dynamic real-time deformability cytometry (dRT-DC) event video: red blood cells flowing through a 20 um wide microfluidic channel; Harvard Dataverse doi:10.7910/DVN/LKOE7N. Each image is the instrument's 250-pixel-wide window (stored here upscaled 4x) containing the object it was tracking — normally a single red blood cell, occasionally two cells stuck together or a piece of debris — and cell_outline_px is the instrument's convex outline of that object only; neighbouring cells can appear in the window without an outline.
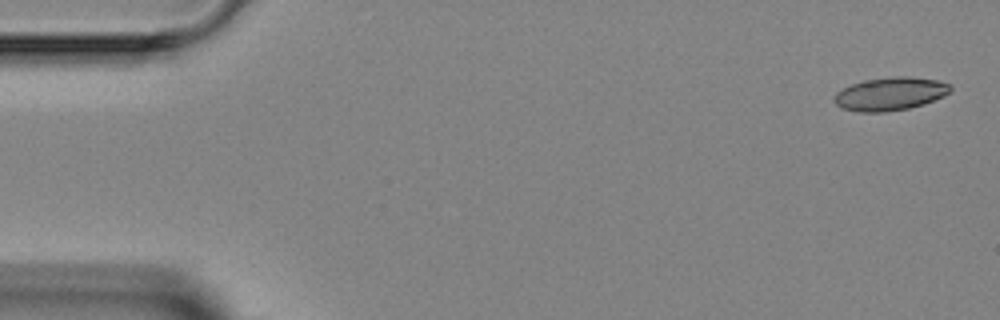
{"species": "Egyptian fruit bat (a non-hibernating species)", "species_latin": "Rousettus aegyptiacus", "temperature_condition": "room temperature", "stored_images_in_passage": 7, "camera_frame_rate_fps": 3000, "um_per_image_px": 0.085, "animal": {"sex": "female"}, "frame": {"image": 1, "passage_image": 1, "time_ms": 0.0, "image_size_px": [1000, 320], "cell_outline_px": [[952, 92], [944, 96], [924, 104], [908, 108], [884, 112], [856, 112], [840, 108], [832, 100], [832, 96], [836, 92], [852, 84], [864, 80], [892, 76], [912, 76], [940, 80], [952, 84]], "centroid_in_image_um": [75.68, 7.97], "position_along_channel_um": 9.3, "area_um2": 22.95}}
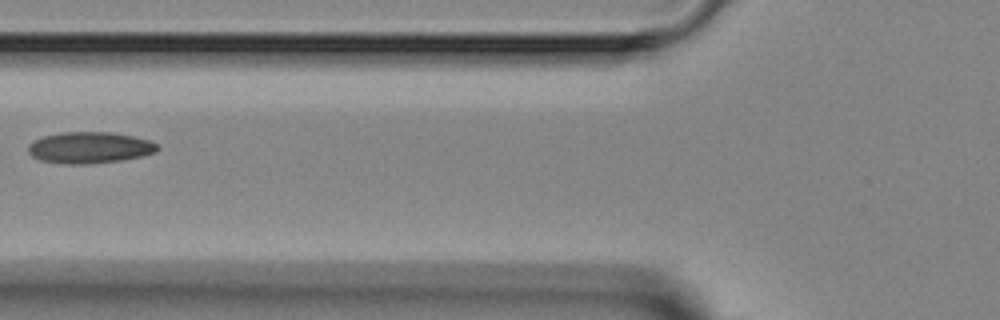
{"frame": {"image": 2, "passage_image": 6, "time_ms": 5.667, "image_size_px": [1000, 320], "cell_outline_px": [[160, 148], [156, 152], [140, 156], [120, 160], [84, 164], [68, 164], [40, 160], [32, 156], [28, 152], [28, 144], [44, 136], [60, 132], [112, 132], [152, 140]], "centroid_in_image_um": [7.62, 12.54], "position_along_channel_um": 118.2, "area_um2": 23.52}}
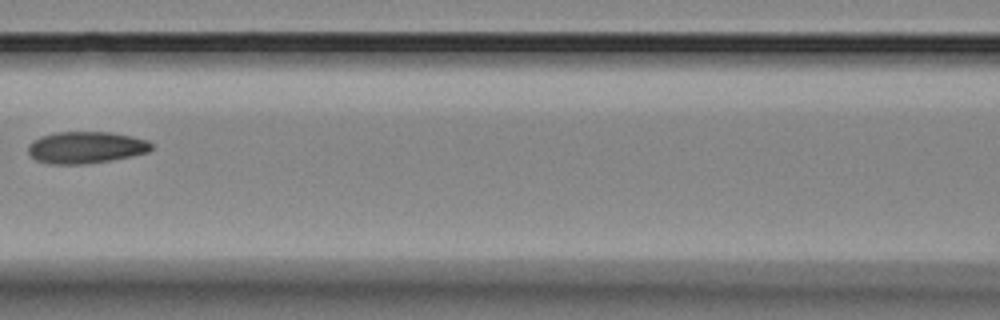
{"frame": {"image": 3, "passage_image": 7, "time_ms": 6.667, "image_size_px": [1000, 320], "cell_outline_px": [[152, 148], [148, 152], [132, 156], [112, 160], [88, 164], [48, 164], [36, 160], [28, 152], [28, 144], [40, 136], [56, 132], [112, 132], [132, 136], [148, 140], [152, 144]], "centroid_in_image_um": [7.31, 12.53], "position_along_channel_um": 159.3, "area_um2": 23.06}}